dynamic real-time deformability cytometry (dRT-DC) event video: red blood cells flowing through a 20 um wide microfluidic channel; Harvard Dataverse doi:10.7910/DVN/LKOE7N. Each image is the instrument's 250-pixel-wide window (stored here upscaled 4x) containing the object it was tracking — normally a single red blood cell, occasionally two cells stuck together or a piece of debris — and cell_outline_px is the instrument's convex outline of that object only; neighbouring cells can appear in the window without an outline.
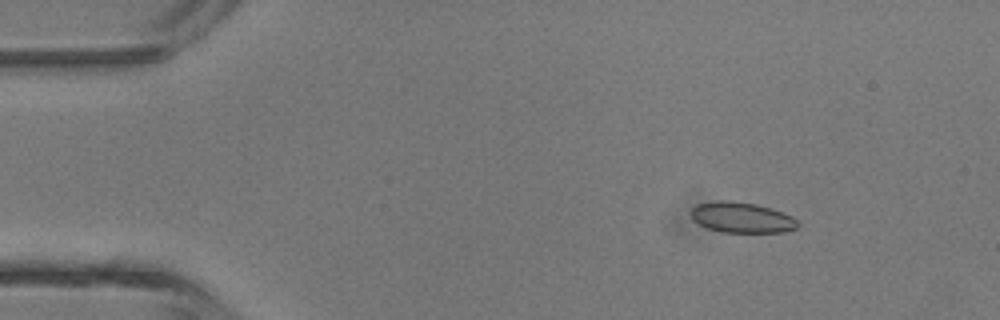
{"species": "common noctule bat (a hibernating species)", "species_latin": "Nyctalus noctula", "temperature_condition": "room temperature", "stored_images_in_passage": 46, "camera_frame_rate_fps": 3000, "um_per_image_px": 0.085, "animal": {"sex": "male", "body_mass_g": 13.3}, "frame": {"image": 1, "passage_image": 7, "time_ms": 2.0, "image_size_px": [1000, 320], "cell_outline_px": [[800, 224], [796, 228], [784, 232], [720, 232], [708, 228], [692, 220], [688, 212], [696, 204], [720, 200], [728, 200], [756, 204], [772, 208], [792, 216]], "centroid_in_image_um": [63.02, 18.48], "position_along_channel_um": 22.0, "area_um2": 19.19}}
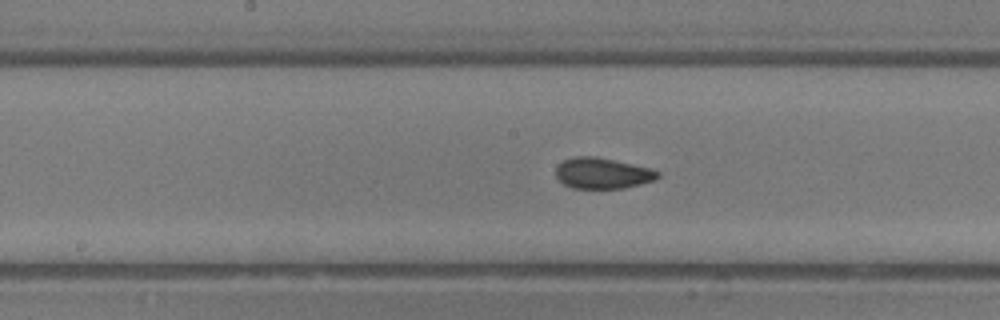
{"frame": {"image": 2, "passage_image": 24, "time_ms": 7.667, "image_size_px": [1000, 320], "cell_outline_px": [[660, 176], [652, 180], [640, 184], [624, 188], [572, 188], [564, 184], [556, 176], [556, 168], [564, 160], [576, 156], [596, 156], [648, 168], [660, 172]], "centroid_in_image_um": [51.19, 14.73], "position_along_channel_um": 197.0, "area_um2": 18.03}}
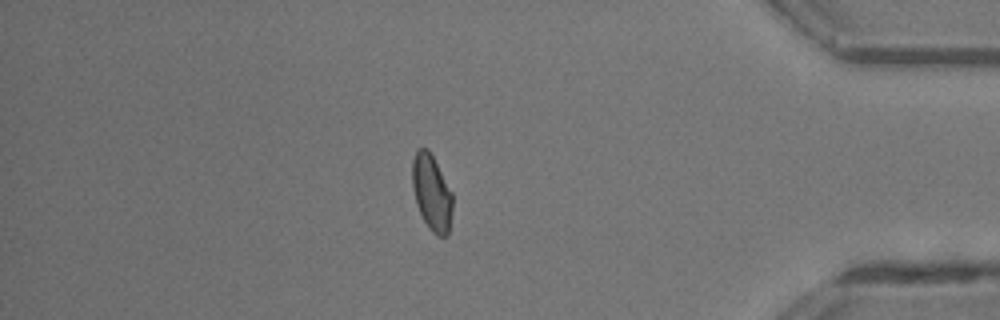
{"frame": {"image": 3, "passage_image": 40, "time_ms": 13.0, "image_size_px": [1000, 320], "cell_outline_px": [[452, 212], [448, 236], [436, 236], [428, 228], [416, 204], [412, 188], [412, 160], [416, 152], [420, 148], [428, 148], [452, 192]], "centroid_in_image_um": [36.69, 16.4], "position_along_channel_um": 398.5, "area_um2": 17.86}, "authors_computed_cell_mechanics": {"area_um2": 18.0625, "velocity_mm_per_s": 4.5023, "shape_relaxation_time_tau1_ms": null, "shape_relaxation_time_tau2_ms": 1.111, "deformation_change_tau1": null, "deformation_change_tau2": 0.0565}}